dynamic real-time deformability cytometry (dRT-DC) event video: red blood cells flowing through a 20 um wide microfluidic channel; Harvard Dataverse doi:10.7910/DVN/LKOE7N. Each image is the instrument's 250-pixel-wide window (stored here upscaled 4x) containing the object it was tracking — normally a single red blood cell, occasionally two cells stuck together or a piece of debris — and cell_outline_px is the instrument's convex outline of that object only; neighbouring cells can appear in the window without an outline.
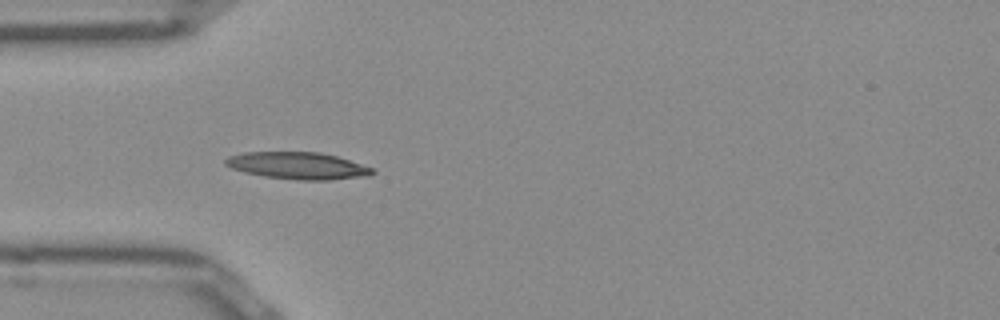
{"species": "Egyptian fruit bat (a non-hibernating species)", "species_latin": "Rousettus aegyptiacus", "temperature_condition": "room temperature", "stored_images_in_passage": 42, "camera_frame_rate_fps": 3000, "um_per_image_px": 0.085, "frame": {"image": 1, "passage_image": 6, "time_ms": 1.667, "image_size_px": [1000, 320], "cell_outline_px": [[376, 172], [368, 176], [328, 180], [300, 180], [264, 176], [244, 172], [232, 168], [224, 164], [224, 160], [228, 156], [244, 152], [320, 152], [336, 156], [372, 168]], "centroid_in_image_um": [25.29, 14.08], "position_along_channel_um": 59.7, "area_um2": 23.0}}
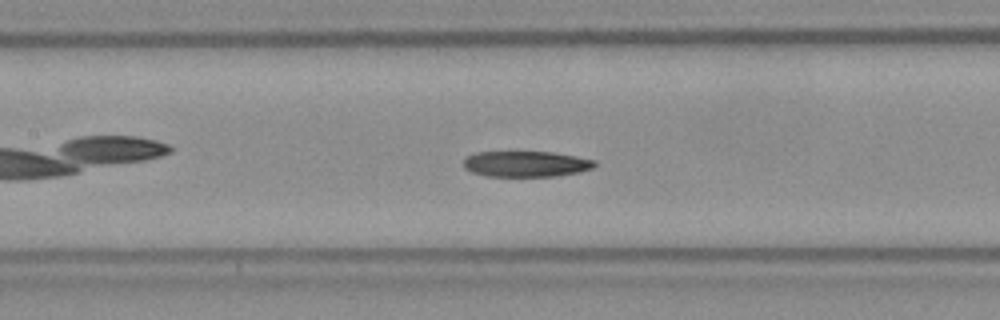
{"frame": {"image": 2, "passage_image": 14, "time_ms": 4.333, "image_size_px": [1000, 320], "cell_outline_px": [[596, 164], [592, 168], [580, 172], [556, 176], [488, 176], [472, 172], [464, 168], [464, 156], [476, 152], [552, 152], [576, 156], [596, 160]], "centroid_in_image_um": [44.7, 13.93], "position_along_channel_um": 162.7, "area_um2": 19.77}}
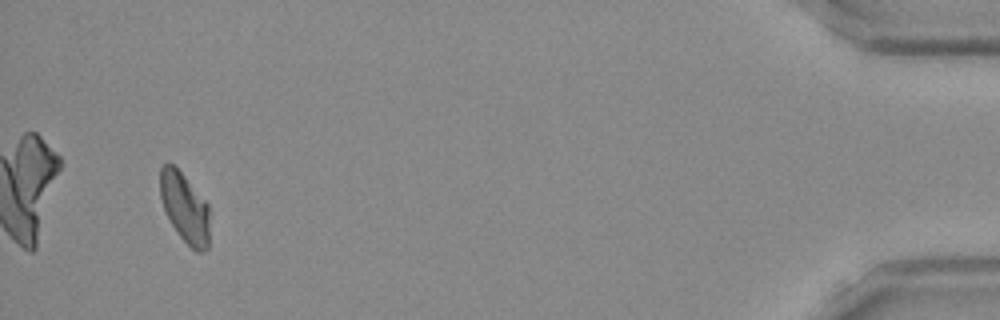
{"frame": {"image": 3, "passage_image": 40, "time_ms": 13.0, "image_size_px": [1000, 320], "cell_outline_px": [[208, 248], [204, 252], [196, 252], [176, 232], [164, 208], [160, 196], [160, 168], [164, 164], [172, 164], [184, 176], [208, 204]], "centroid_in_image_um": [15.7, 17.67], "position_along_channel_um": 419.5, "area_um2": 19.71}, "authors_computed_cell_mechanics": {"area_um2": 20.9814, "velocity_mm_per_s": 3.8988, "shape_relaxation_time_tau1_ms": 7.6095, "shape_relaxation_time_tau2_ms": null, "deformation_change_tau1": 0.1705, "deformation_change_tau2": null}}